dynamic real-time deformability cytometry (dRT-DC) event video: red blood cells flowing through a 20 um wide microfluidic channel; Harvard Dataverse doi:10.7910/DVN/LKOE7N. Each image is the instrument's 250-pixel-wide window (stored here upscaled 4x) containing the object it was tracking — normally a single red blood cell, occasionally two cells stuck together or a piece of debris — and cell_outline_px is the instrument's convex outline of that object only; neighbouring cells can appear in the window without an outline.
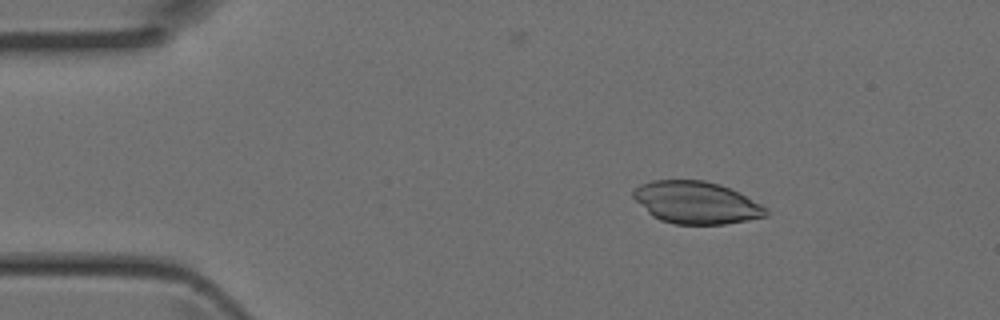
{"species": "Egyptian fruit bat (a non-hibernating species)", "species_latin": "Rousettus aegyptiacus", "temperature_condition": "room temperature", "stored_images_in_passage": 43, "camera_frame_rate_fps": 3000, "um_per_image_px": 0.085, "animal": {"sex": "female"}, "frame": {"image": 1, "passage_image": 6, "time_ms": 1.667, "image_size_px": [1000, 320], "cell_outline_px": [[768, 216], [748, 220], [724, 224], [676, 224], [660, 220], [652, 216], [632, 196], [632, 192], [640, 184], [652, 180], [704, 180], [720, 184], [760, 204], [768, 212]], "centroid_in_image_um": [59.15, 17.22], "position_along_channel_um": 25.9, "area_um2": 32.31}}
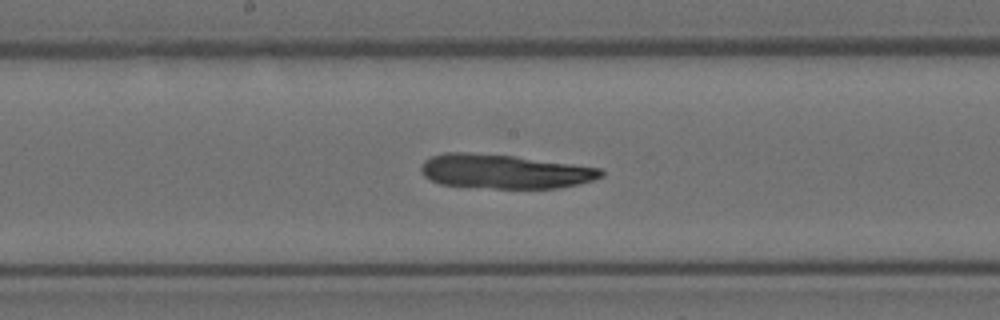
{"frame": {"image": 2, "passage_image": 22, "time_ms": 7.0, "image_size_px": [1000, 320], "cell_outline_px": [[604, 176], [592, 180], [560, 188], [496, 188], [440, 184], [424, 176], [420, 172], [420, 168], [424, 160], [432, 156], [444, 152], [468, 152], [516, 156], [600, 168], [604, 172]], "centroid_in_image_um": [42.86, 14.56], "position_along_channel_um": 205.3, "area_um2": 35.78}}
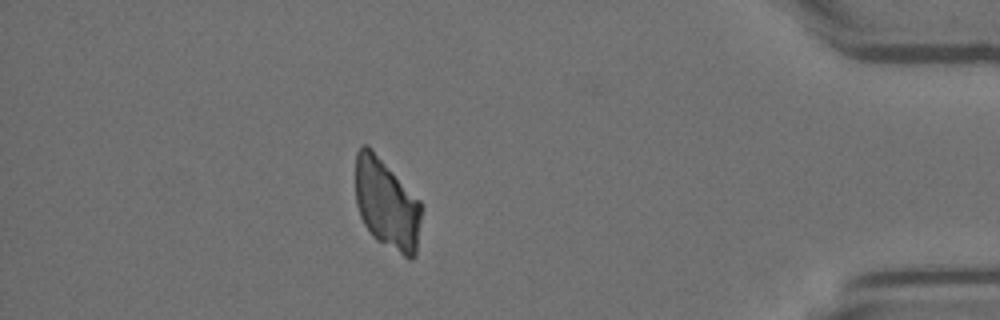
{"frame": {"image": 3, "passage_image": 38, "time_ms": 12.333, "image_size_px": [1000, 320], "cell_outline_px": [[424, 208], [416, 256], [412, 260], [408, 260], [376, 240], [372, 236], [364, 224], [360, 216], [356, 204], [356, 152], [360, 144], [368, 144], [372, 148], [420, 200]], "centroid_in_image_um": [32.91, 17.37], "position_along_channel_um": 402.3, "area_um2": 35.72}}